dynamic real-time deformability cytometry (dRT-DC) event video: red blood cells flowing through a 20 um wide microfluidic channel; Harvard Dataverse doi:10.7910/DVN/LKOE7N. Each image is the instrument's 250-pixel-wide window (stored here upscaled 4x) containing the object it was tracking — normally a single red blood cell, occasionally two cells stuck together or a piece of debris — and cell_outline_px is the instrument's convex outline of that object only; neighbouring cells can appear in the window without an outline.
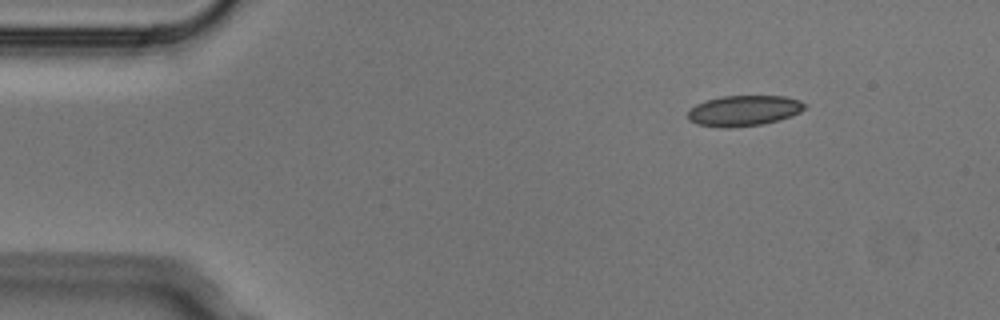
{"species": "Egyptian fruit bat (a non-hibernating species)", "species_latin": "Rousettus aegyptiacus", "temperature_condition": "cold", "stored_images_in_passage": 5, "camera_frame_rate_fps": 3000, "um_per_image_px": 0.085, "animal": {"sex": "male"}, "frame": {"image": 1, "passage_image": 2, "time_ms": 0.333, "image_size_px": [1000, 320], "cell_outline_px": [[808, 104], [800, 112], [792, 116], [780, 120], [764, 124], [728, 128], [720, 128], [696, 124], [688, 120], [688, 108], [696, 104], [720, 96], [784, 96], [800, 100]], "centroid_in_image_um": [63.22, 9.41], "position_along_channel_um": 21.8, "area_um2": 21.15}}
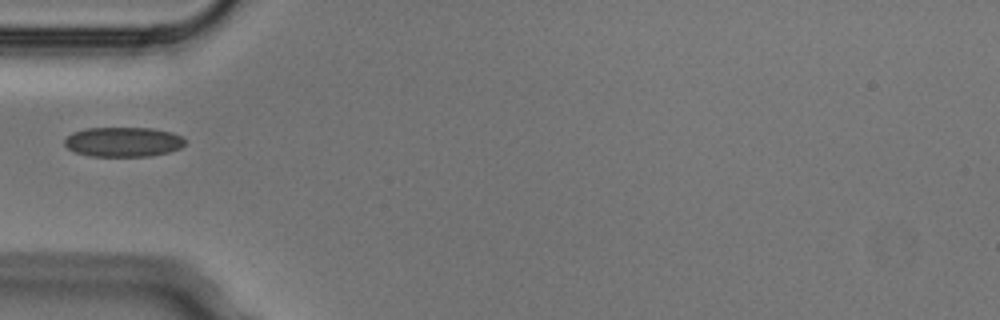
{"frame": {"image": 2, "passage_image": 5, "time_ms": 1.333, "image_size_px": [1000, 320], "cell_outline_px": [[184, 144], [180, 148], [168, 152], [148, 156], [88, 156], [76, 152], [68, 148], [64, 144], [64, 140], [72, 132], [88, 128], [152, 128], [172, 132], [180, 136], [184, 140]], "centroid_in_image_um": [10.45, 12.06], "position_along_channel_um": 74.5, "area_um2": 20.75}}